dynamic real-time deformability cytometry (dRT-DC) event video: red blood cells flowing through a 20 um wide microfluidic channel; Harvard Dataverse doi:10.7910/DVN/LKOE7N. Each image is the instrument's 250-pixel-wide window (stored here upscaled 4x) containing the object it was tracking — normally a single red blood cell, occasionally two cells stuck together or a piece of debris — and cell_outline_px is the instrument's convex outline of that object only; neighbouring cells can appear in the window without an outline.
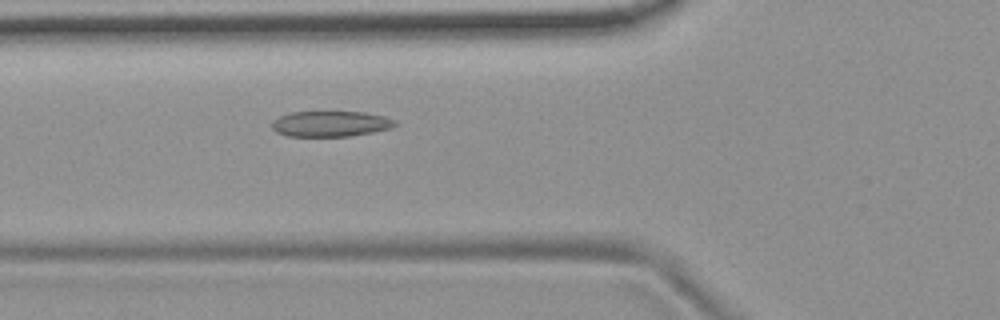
{"species": "common noctule bat (a hibernating species)", "species_latin": "Nyctalus noctula", "temperature_condition": "room temperature", "stored_images_in_passage": 6, "camera_frame_rate_fps": 3000, "um_per_image_px": 0.085, "animal": {"sex": "female", "body_mass_g": 19.9}, "frame": {"image": 1, "passage_image": 6, "time_ms": 1.667, "image_size_px": [1000, 320], "cell_outline_px": [[396, 124], [392, 128], [372, 132], [348, 136], [288, 136], [276, 132], [272, 128], [272, 120], [280, 116], [292, 112], [364, 112], [384, 116], [396, 120]], "centroid_in_image_um": [28.09, 10.52], "position_along_channel_um": 97.7, "area_um2": 18.32}}